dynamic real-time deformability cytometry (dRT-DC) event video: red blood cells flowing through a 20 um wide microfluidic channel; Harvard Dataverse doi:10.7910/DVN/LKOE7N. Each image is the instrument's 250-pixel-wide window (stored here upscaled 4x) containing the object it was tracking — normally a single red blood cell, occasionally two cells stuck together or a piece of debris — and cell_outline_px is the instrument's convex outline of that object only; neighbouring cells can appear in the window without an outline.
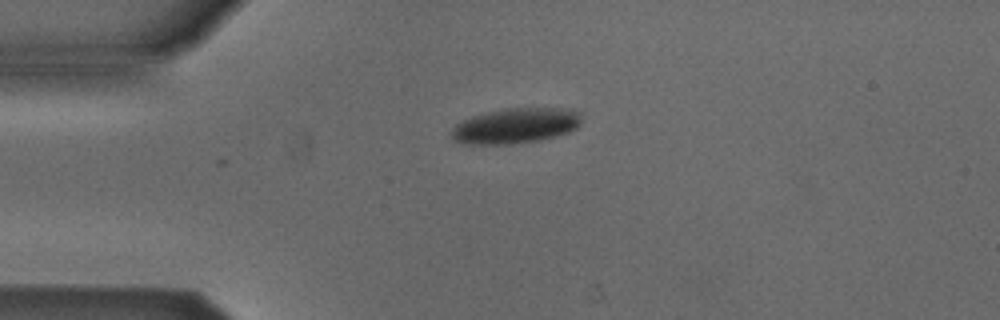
{"species": "Egyptian fruit bat (a non-hibernating species)", "species_latin": "Rousettus aegyptiacus", "temperature_condition": "cold", "stored_images_in_passage": 34, "camera_frame_rate_fps": 3000, "um_per_image_px": 0.085, "animal": {"sex": "male"}, "frame": {"image": 1, "passage_image": 1, "time_ms": 0.0, "image_size_px": [1000, 320], "cell_outline_px": [[580, 124], [576, 128], [568, 132], [556, 136], [540, 140], [512, 144], [468, 144], [452, 140], [448, 132], [456, 124], [472, 116], [504, 108], [572, 108], [580, 112]], "centroid_in_image_um": [43.81, 10.69], "position_along_channel_um": 41.2, "area_um2": 26.99}}
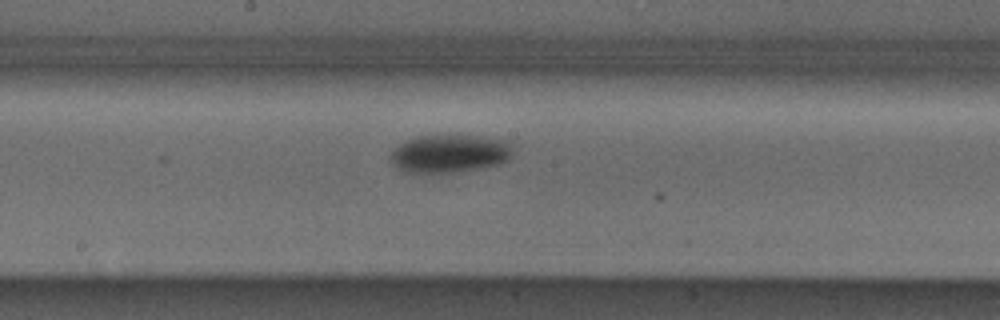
{"frame": {"image": 2, "passage_image": 16, "time_ms": 5.0, "image_size_px": [1000, 320], "cell_outline_px": [[512, 156], [508, 160], [500, 164], [480, 168], [456, 172], [420, 176], [404, 172], [396, 168], [388, 160], [388, 156], [400, 144], [416, 136], [480, 136], [512, 140]], "centroid_in_image_um": [38.2, 13.1], "position_along_channel_um": 210.0, "area_um2": 28.09}}
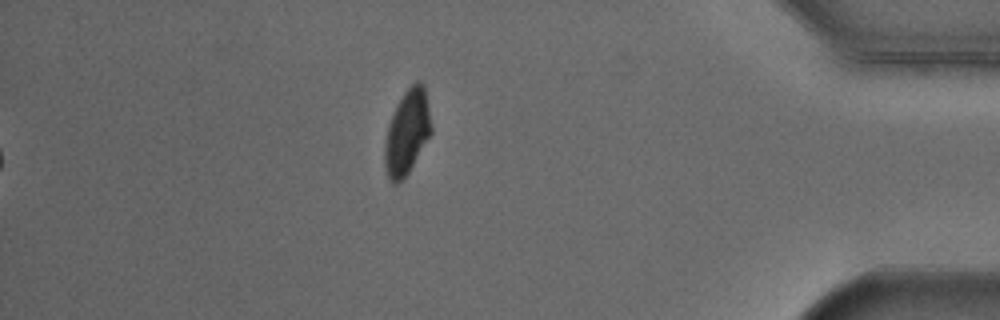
{"frame": {"image": 3, "passage_image": 34, "time_ms": 11.0, "image_size_px": [1000, 320], "cell_outline_px": [[432, 132], [408, 172], [396, 184], [392, 184], [388, 176], [384, 164], [384, 140], [388, 124], [396, 104], [404, 92], [416, 80], [420, 80], [424, 84], [432, 128]], "centroid_in_image_um": [34.58, 11.2], "position_along_channel_um": 400.6, "area_um2": 22.89}, "authors_computed_cell_mechanics": {"area_um2": 27.744, "velocity_mm_per_s": 3.8813, "shape_relaxation_time_tau1_ms": 1.8062, "shape_relaxation_time_tau2_ms": null, "deformation_change_tau1": 0.0894, "deformation_change_tau2": null}}